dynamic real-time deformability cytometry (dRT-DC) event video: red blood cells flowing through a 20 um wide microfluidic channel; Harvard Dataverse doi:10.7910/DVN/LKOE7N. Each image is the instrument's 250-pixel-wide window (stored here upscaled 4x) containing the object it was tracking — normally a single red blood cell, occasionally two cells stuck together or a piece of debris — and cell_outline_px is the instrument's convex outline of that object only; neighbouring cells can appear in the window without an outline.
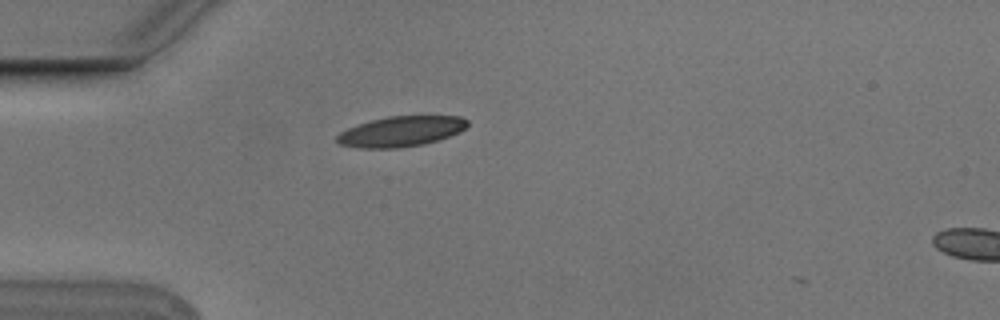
{"species": "Egyptian fruit bat (a non-hibernating species)", "species_latin": "Rousettus aegyptiacus", "temperature_condition": "cold", "stored_images_in_passage": 40, "camera_frame_rate_fps": 3000, "um_per_image_px": 0.085, "animal": {"sex": "male"}, "frame": {"image": 1, "passage_image": 1, "time_ms": 0.0, "image_size_px": [1000, 320], "cell_outline_px": [[468, 124], [460, 132], [440, 140], [424, 144], [400, 148], [360, 148], [340, 144], [336, 140], [336, 136], [340, 132], [348, 128], [372, 120], [388, 116], [460, 116], [468, 120]], "centroid_in_image_um": [34.11, 11.18], "position_along_channel_um": 50.9, "area_um2": 23.06}}
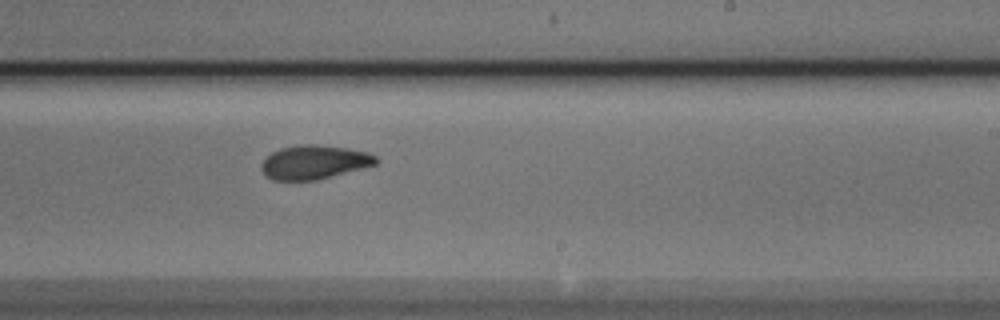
{"frame": {"image": 2, "passage_image": 19, "time_ms": 6.0, "image_size_px": [1000, 320], "cell_outline_px": [[380, 160], [376, 164], [316, 180], [272, 180], [264, 176], [260, 168], [260, 164], [272, 152], [280, 148], [300, 144], [316, 144], [344, 148], [368, 152], [376, 156]], "centroid_in_image_um": [26.66, 13.78], "position_along_channel_um": 262.3, "area_um2": 22.6}}
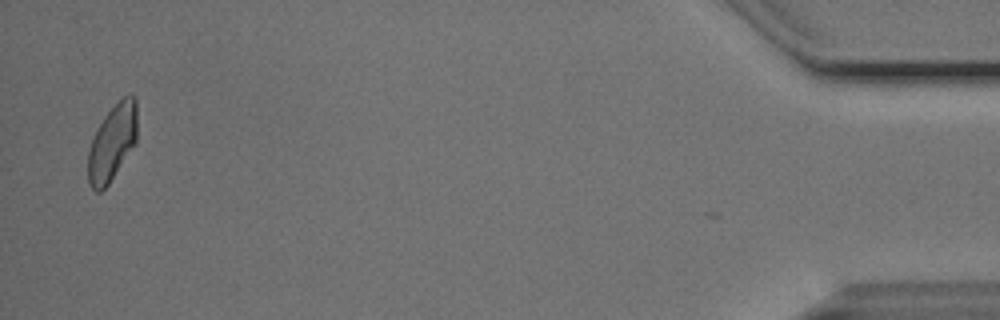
{"frame": {"image": 3, "passage_image": 39, "time_ms": 12.667, "image_size_px": [1000, 320], "cell_outline_px": [[136, 144], [108, 184], [100, 192], [96, 192], [88, 184], [88, 152], [92, 136], [96, 128], [104, 116], [124, 96], [132, 92], [136, 96]], "centroid_in_image_um": [9.54, 12.11], "position_along_channel_um": 425.7, "area_um2": 21.96}, "authors_computed_cell_mechanics": {"area_um2": 22.7732, "velocity_mm_per_s": 3.7596, "shape_relaxation_time_tau1_ms": 3.5739, "shape_relaxation_time_tau2_ms": 2.9491, "deformation_change_tau1": 0.1308, "deformation_change_tau2": 0.0852}}